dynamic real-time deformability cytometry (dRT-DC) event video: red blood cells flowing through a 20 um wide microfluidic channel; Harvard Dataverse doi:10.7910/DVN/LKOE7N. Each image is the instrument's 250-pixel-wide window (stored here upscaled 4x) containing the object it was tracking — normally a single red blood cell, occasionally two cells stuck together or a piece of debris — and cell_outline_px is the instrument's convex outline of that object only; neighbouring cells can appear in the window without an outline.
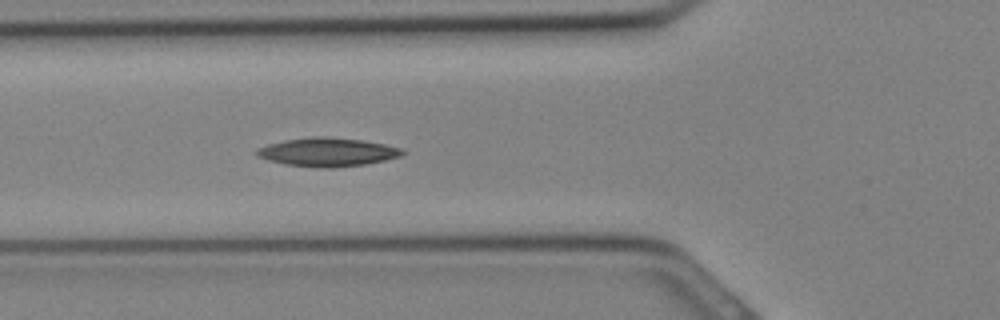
{"species": "Egyptian fruit bat (a non-hibernating species)", "species_latin": "Rousettus aegyptiacus", "temperature_condition": "cold", "stored_images_in_passage": 11, "camera_frame_rate_fps": 3000, "um_per_image_px": 0.085, "animal": {"sex": "female"}, "frame": {"image": 1, "passage_image": 11, "time_ms": 3.333, "image_size_px": [1000, 320], "cell_outline_px": [[404, 152], [400, 156], [384, 160], [364, 164], [332, 168], [324, 168], [284, 164], [268, 160], [256, 156], [256, 148], [268, 144], [284, 140], [312, 136], [324, 136], [364, 140], [404, 148]], "centroid_in_image_um": [27.81, 12.92], "position_along_channel_um": 98.0, "area_um2": 24.33}}